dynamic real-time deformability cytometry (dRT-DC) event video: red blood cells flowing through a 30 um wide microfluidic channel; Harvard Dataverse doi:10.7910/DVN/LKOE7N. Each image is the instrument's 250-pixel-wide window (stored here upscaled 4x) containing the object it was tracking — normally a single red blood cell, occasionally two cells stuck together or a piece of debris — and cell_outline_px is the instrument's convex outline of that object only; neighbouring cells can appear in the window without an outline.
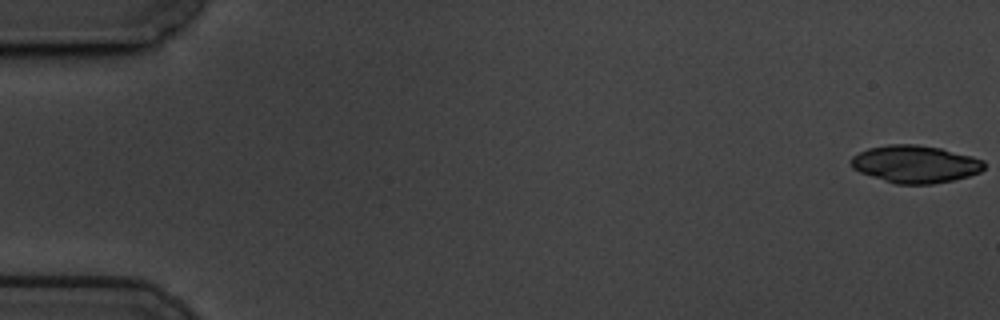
{"species": "common noctule bat (a hibernating species)", "species_latin": "Nyctalus noctula", "temperature_condition": "cold", "stored_images_in_passage": 14, "camera_frame_rate_fps": 3000, "um_per_image_px": 0.085, "animal": {"sex": "male", "body_mass_g": 19.5, "forearm_length_mm": 54.6}, "frame": {"image": 1, "passage_image": 1, "time_ms": 0.0, "image_size_px": [1000, 320], "cell_outline_px": [[984, 168], [980, 172], [968, 176], [952, 180], [932, 184], [896, 184], [860, 172], [852, 168], [848, 164], [848, 160], [852, 156], [868, 148], [888, 144], [916, 144], [940, 148], [972, 156], [984, 160]], "centroid_in_image_um": [77.76, 13.94], "position_along_channel_um": 7.2, "area_um2": 29.13}}